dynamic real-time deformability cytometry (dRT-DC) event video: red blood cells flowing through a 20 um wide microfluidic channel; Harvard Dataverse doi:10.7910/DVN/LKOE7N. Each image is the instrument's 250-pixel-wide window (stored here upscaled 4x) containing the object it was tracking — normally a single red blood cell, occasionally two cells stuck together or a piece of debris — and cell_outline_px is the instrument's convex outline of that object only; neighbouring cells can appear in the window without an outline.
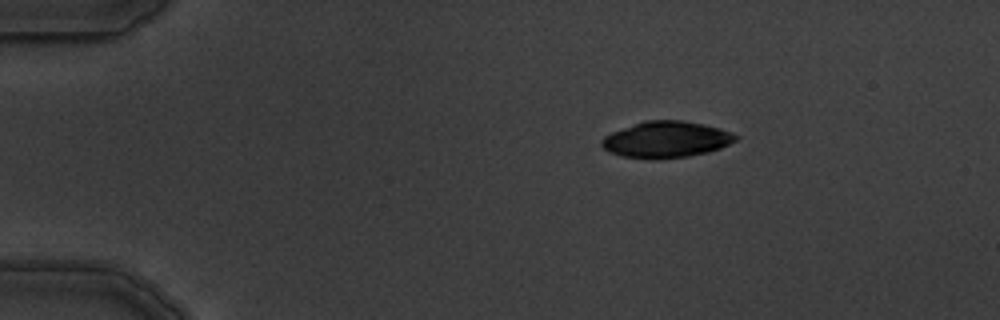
{"species": "common noctule bat (a hibernating species)", "species_latin": "Nyctalus noctula", "temperature_condition": "warm", "stored_images_in_passage": 3, "camera_frame_rate_fps": 3000, "um_per_image_px": 0.085, "animal": {"sex": "male", "body_mass_g": 19.5, "forearm_length_mm": 54.6}, "frame": {"image": 1, "passage_image": 2, "time_ms": 1.0, "image_size_px": [1000, 320], "cell_outline_px": [[740, 136], [736, 140], [720, 148], [708, 152], [688, 156], [620, 156], [608, 152], [600, 144], [600, 140], [604, 136], [612, 132], [644, 120], [684, 120], [704, 124], [720, 128], [732, 132]], "centroid_in_image_um": [56.65, 11.81], "position_along_channel_um": 28.3, "area_um2": 27.69}}